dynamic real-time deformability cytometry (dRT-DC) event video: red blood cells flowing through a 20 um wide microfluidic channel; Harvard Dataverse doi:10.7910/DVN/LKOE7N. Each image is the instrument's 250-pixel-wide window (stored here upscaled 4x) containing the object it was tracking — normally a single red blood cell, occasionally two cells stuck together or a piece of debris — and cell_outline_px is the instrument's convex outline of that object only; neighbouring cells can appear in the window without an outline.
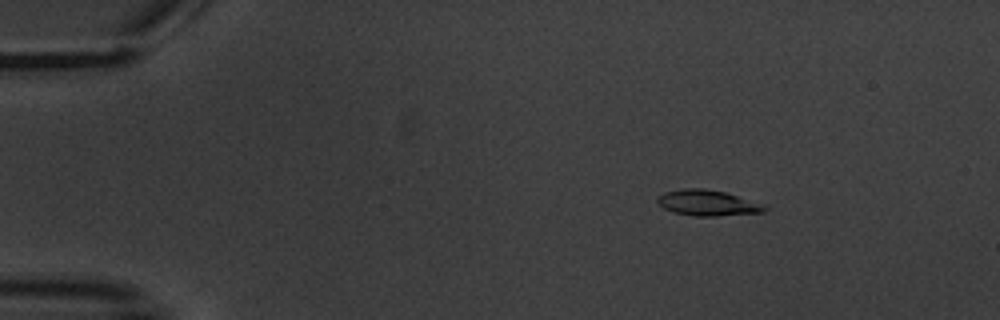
{"species": "common noctule bat (a hibernating species)", "species_latin": "Nyctalus noctula", "temperature_condition": "warm", "stored_images_in_passage": 8, "camera_frame_rate_fps": 3000, "um_per_image_px": 0.085, "animal": {"sex": "male", "body_mass_g": 20.1, "forearm_length_mm": 53.5}, "frame": {"image": 1, "passage_image": 2, "time_ms": 1.0, "image_size_px": [1000, 320], "cell_outline_px": [[768, 208], [764, 212], [716, 216], [692, 216], [676, 212], [664, 208], [656, 200], [656, 196], [664, 192], [684, 188], [704, 188], [724, 192], [736, 196]], "centroid_in_image_um": [60.05, 17.24], "position_along_channel_um": 25.0, "area_um2": 15.66}}
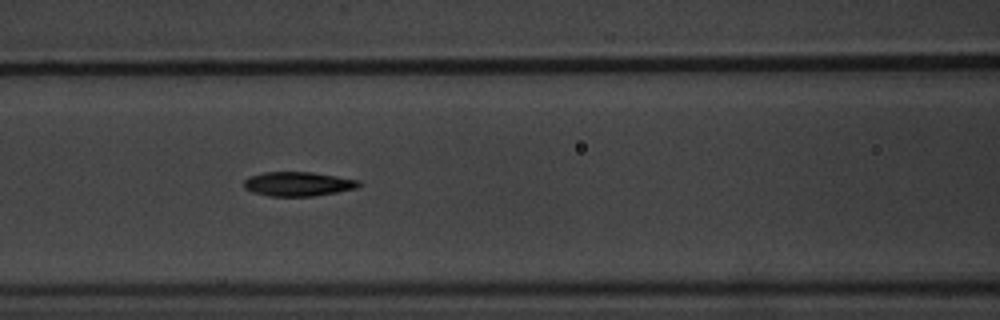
{"frame": {"image": 2, "passage_image": 6, "time_ms": 6.667, "image_size_px": [1000, 320], "cell_outline_px": [[360, 184], [356, 188], [336, 192], [312, 196], [268, 196], [252, 192], [244, 188], [244, 180], [248, 176], [264, 172], [312, 172], [360, 180]], "centroid_in_image_um": [25.29, 15.63], "position_along_channel_um": 141.3, "area_um2": 16.24}}
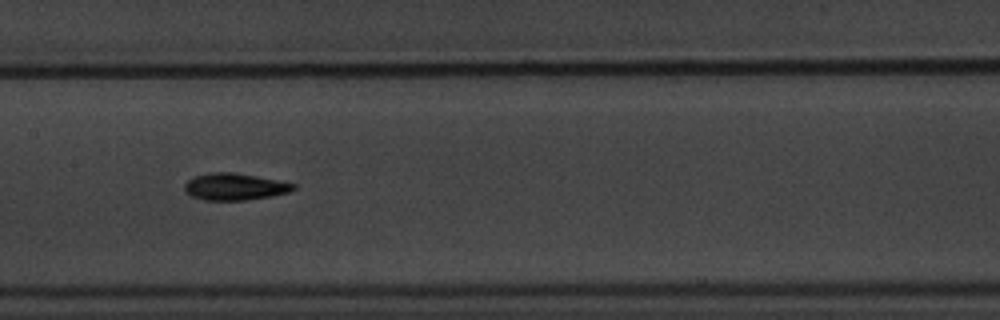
{"frame": {"image": 3, "passage_image": 7, "time_ms": 8.0, "image_size_px": [1000, 320], "cell_outline_px": [[296, 188], [288, 192], [272, 196], [244, 200], [204, 200], [192, 196], [184, 192], [184, 184], [188, 180], [196, 176], [208, 172], [232, 172], [256, 176], [296, 184]], "centroid_in_image_um": [19.92, 15.87], "position_along_channel_um": 187.5, "area_um2": 16.99}}